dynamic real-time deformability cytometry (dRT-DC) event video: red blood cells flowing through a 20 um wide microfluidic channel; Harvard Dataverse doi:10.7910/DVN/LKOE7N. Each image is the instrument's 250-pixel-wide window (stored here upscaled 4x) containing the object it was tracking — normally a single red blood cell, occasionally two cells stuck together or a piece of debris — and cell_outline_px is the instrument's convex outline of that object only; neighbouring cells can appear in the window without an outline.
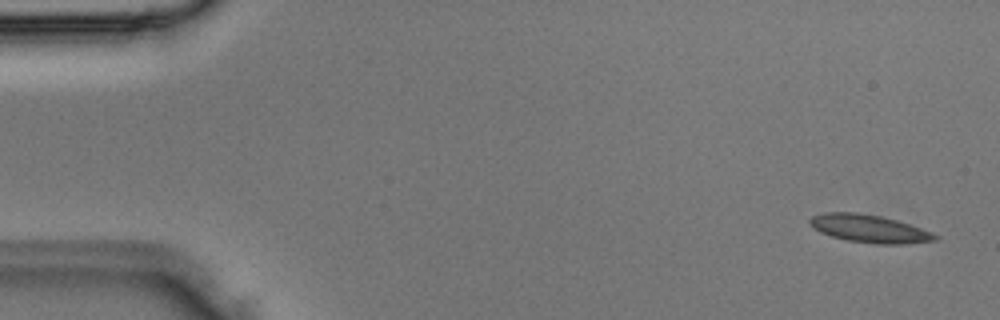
{"species": "Egyptian fruit bat (a non-hibernating species)", "species_latin": "Rousettus aegyptiacus", "temperature_condition": "room temperature", "stored_images_in_passage": 4, "camera_frame_rate_fps": 3000, "um_per_image_px": 0.085, "animal": {"sex": "male"}, "frame": {"image": 1, "passage_image": 1, "time_ms": 0.0, "image_size_px": [1000, 320], "cell_outline_px": [[940, 236], [936, 240], [900, 244], [876, 244], [848, 240], [832, 236], [820, 232], [812, 228], [808, 220], [812, 216], [824, 212], [856, 212], [880, 216], [896, 220], [932, 232]], "centroid_in_image_um": [73.86, 19.43], "position_along_channel_um": 11.1, "area_um2": 20.17}}
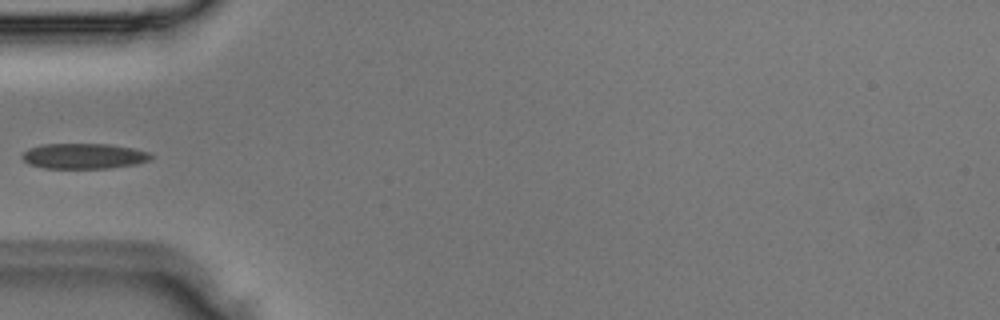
{"frame": {"image": 2, "passage_image": 4, "time_ms": 1.0, "image_size_px": [1000, 320], "cell_outline_px": [[152, 160], [136, 164], [108, 168], [44, 168], [28, 164], [20, 156], [28, 148], [40, 144], [112, 144], [132, 148], [148, 152], [152, 156]], "centroid_in_image_um": [7.11, 13.26], "position_along_channel_um": 77.9, "area_um2": 19.19}}